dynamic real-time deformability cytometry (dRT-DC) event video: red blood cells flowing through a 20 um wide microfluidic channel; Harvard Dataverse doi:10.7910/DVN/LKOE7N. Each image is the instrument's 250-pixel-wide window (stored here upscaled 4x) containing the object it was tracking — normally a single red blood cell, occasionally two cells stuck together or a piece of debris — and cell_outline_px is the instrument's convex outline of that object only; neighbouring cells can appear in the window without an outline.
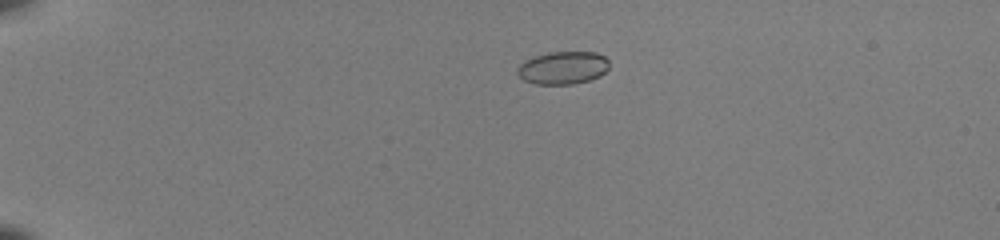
{"species": "common noctule bat (a hibernating species)", "species_latin": "Nyctalus noctula", "temperature_condition": "room temperature", "stored_images_in_passage": 41, "camera_frame_rate_fps": 3000, "um_per_image_px": 0.085, "animal": {"sex": "female", "body_mass_g": 22.0, "forearm_length_mm": 56.7}, "frame": {"image": 1, "passage_image": 1, "time_ms": 0.0, "image_size_px": [1000, 240], "cell_outline_px": [[608, 68], [600, 76], [588, 80], [572, 84], [536, 84], [524, 80], [516, 72], [516, 68], [524, 60], [532, 56], [548, 52], [596, 52], [604, 56], [608, 60]], "centroid_in_image_um": [47.81, 5.75], "position_along_channel_um": 37.2, "area_um2": 17.63}}
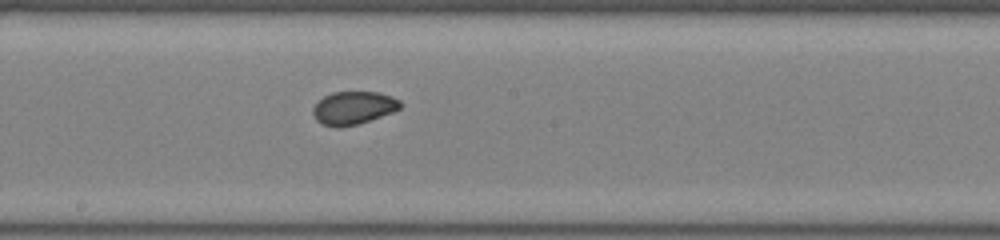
{"frame": {"image": 2, "passage_image": 20, "time_ms": 6.333, "image_size_px": [1000, 240], "cell_outline_px": [[404, 104], [400, 108], [392, 112], [356, 124], [340, 128], [336, 128], [320, 124], [316, 120], [312, 112], [312, 108], [316, 100], [332, 92], [380, 92], [392, 96], [400, 100]], "centroid_in_image_um": [30.0, 9.16], "position_along_channel_um": 218.2, "area_um2": 17.05}}
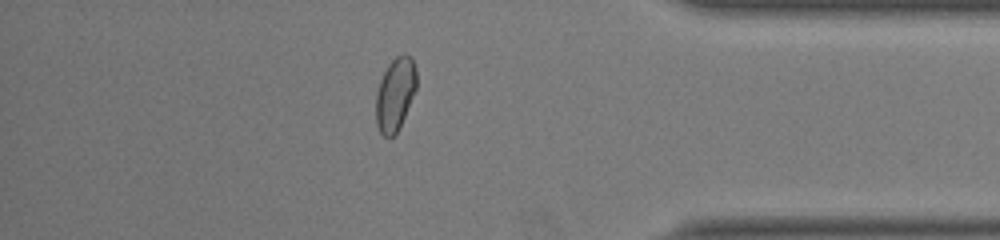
{"frame": {"image": 3, "passage_image": 35, "time_ms": 11.333, "image_size_px": [1000, 240], "cell_outline_px": [[416, 88], [404, 116], [396, 132], [392, 136], [384, 136], [380, 132], [376, 124], [376, 92], [380, 80], [388, 64], [396, 56], [404, 52], [412, 56], [416, 68]], "centroid_in_image_um": [33.59, 7.94], "position_along_channel_um": 401.6, "area_um2": 17.17}, "authors_computed_cell_mechanics": {"area_um2": 17.2822, "velocity_mm_per_s": 4.0099, "shape_relaxation_time_tau1_ms": null, "shape_relaxation_time_tau2_ms": 0.9871, "deformation_change_tau1": null, "deformation_change_tau2": 0.0393}}